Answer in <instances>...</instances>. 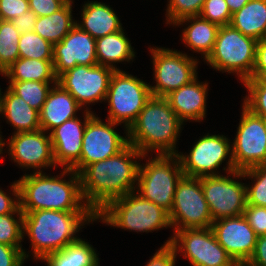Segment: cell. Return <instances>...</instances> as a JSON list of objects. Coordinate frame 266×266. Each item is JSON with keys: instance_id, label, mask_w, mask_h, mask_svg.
<instances>
[{"instance_id": "1", "label": "cell", "mask_w": 266, "mask_h": 266, "mask_svg": "<svg viewBox=\"0 0 266 266\" xmlns=\"http://www.w3.org/2000/svg\"><path fill=\"white\" fill-rule=\"evenodd\" d=\"M142 156L128 144L114 156L89 164L79 173L83 200L95 214L110 201L135 191Z\"/></svg>"}, {"instance_id": "2", "label": "cell", "mask_w": 266, "mask_h": 266, "mask_svg": "<svg viewBox=\"0 0 266 266\" xmlns=\"http://www.w3.org/2000/svg\"><path fill=\"white\" fill-rule=\"evenodd\" d=\"M62 170L59 176L25 172L17 180L23 214L35 210L92 211L83 200L80 175L73 169Z\"/></svg>"}, {"instance_id": "3", "label": "cell", "mask_w": 266, "mask_h": 266, "mask_svg": "<svg viewBox=\"0 0 266 266\" xmlns=\"http://www.w3.org/2000/svg\"><path fill=\"white\" fill-rule=\"evenodd\" d=\"M96 221L93 211L35 210L23 214V237L28 236L34 261L78 241L83 226Z\"/></svg>"}, {"instance_id": "4", "label": "cell", "mask_w": 266, "mask_h": 266, "mask_svg": "<svg viewBox=\"0 0 266 266\" xmlns=\"http://www.w3.org/2000/svg\"><path fill=\"white\" fill-rule=\"evenodd\" d=\"M183 125L164 97L152 96L128 129V141L142 154H177Z\"/></svg>"}, {"instance_id": "5", "label": "cell", "mask_w": 266, "mask_h": 266, "mask_svg": "<svg viewBox=\"0 0 266 266\" xmlns=\"http://www.w3.org/2000/svg\"><path fill=\"white\" fill-rule=\"evenodd\" d=\"M123 230L149 233L172 228L169 212L155 203L130 192L107 203L96 213V221Z\"/></svg>"}, {"instance_id": "6", "label": "cell", "mask_w": 266, "mask_h": 266, "mask_svg": "<svg viewBox=\"0 0 266 266\" xmlns=\"http://www.w3.org/2000/svg\"><path fill=\"white\" fill-rule=\"evenodd\" d=\"M147 156H142L146 164L140 161L135 192L170 212L177 183L184 175L180 159L177 154H156L148 160Z\"/></svg>"}, {"instance_id": "7", "label": "cell", "mask_w": 266, "mask_h": 266, "mask_svg": "<svg viewBox=\"0 0 266 266\" xmlns=\"http://www.w3.org/2000/svg\"><path fill=\"white\" fill-rule=\"evenodd\" d=\"M257 40L231 25L220 26L213 51L205 63L216 71L236 74L242 83L252 75Z\"/></svg>"}, {"instance_id": "8", "label": "cell", "mask_w": 266, "mask_h": 266, "mask_svg": "<svg viewBox=\"0 0 266 266\" xmlns=\"http://www.w3.org/2000/svg\"><path fill=\"white\" fill-rule=\"evenodd\" d=\"M151 97L149 83L126 71L115 70L111 75L105 100L109 109L106 119L123 124L124 134H128V129Z\"/></svg>"}, {"instance_id": "9", "label": "cell", "mask_w": 266, "mask_h": 266, "mask_svg": "<svg viewBox=\"0 0 266 266\" xmlns=\"http://www.w3.org/2000/svg\"><path fill=\"white\" fill-rule=\"evenodd\" d=\"M188 153H177L185 176L199 178L221 175L219 167L224 161H227L226 167H223L226 173L236 171L232 158L231 140L223 134H204L192 145Z\"/></svg>"}, {"instance_id": "10", "label": "cell", "mask_w": 266, "mask_h": 266, "mask_svg": "<svg viewBox=\"0 0 266 266\" xmlns=\"http://www.w3.org/2000/svg\"><path fill=\"white\" fill-rule=\"evenodd\" d=\"M152 56L155 85H150L152 96L165 97L198 76L199 59L178 50L149 47Z\"/></svg>"}, {"instance_id": "11", "label": "cell", "mask_w": 266, "mask_h": 266, "mask_svg": "<svg viewBox=\"0 0 266 266\" xmlns=\"http://www.w3.org/2000/svg\"><path fill=\"white\" fill-rule=\"evenodd\" d=\"M238 179V180H237ZM243 171L202 176L201 184L213 221L242 215L247 205V183Z\"/></svg>"}, {"instance_id": "12", "label": "cell", "mask_w": 266, "mask_h": 266, "mask_svg": "<svg viewBox=\"0 0 266 266\" xmlns=\"http://www.w3.org/2000/svg\"><path fill=\"white\" fill-rule=\"evenodd\" d=\"M169 217L173 233L183 229L211 228L213 219L204 197L201 177H181Z\"/></svg>"}, {"instance_id": "13", "label": "cell", "mask_w": 266, "mask_h": 266, "mask_svg": "<svg viewBox=\"0 0 266 266\" xmlns=\"http://www.w3.org/2000/svg\"><path fill=\"white\" fill-rule=\"evenodd\" d=\"M168 244L192 266H234L235 263L218 243L211 228L177 230L163 245Z\"/></svg>"}, {"instance_id": "14", "label": "cell", "mask_w": 266, "mask_h": 266, "mask_svg": "<svg viewBox=\"0 0 266 266\" xmlns=\"http://www.w3.org/2000/svg\"><path fill=\"white\" fill-rule=\"evenodd\" d=\"M113 72L112 68L103 65H76L60 74L57 83L68 91L82 108L92 112L89 108L91 104L105 102Z\"/></svg>"}, {"instance_id": "15", "label": "cell", "mask_w": 266, "mask_h": 266, "mask_svg": "<svg viewBox=\"0 0 266 266\" xmlns=\"http://www.w3.org/2000/svg\"><path fill=\"white\" fill-rule=\"evenodd\" d=\"M236 137L231 142L232 158L237 171L266 163V122L242 105Z\"/></svg>"}, {"instance_id": "16", "label": "cell", "mask_w": 266, "mask_h": 266, "mask_svg": "<svg viewBox=\"0 0 266 266\" xmlns=\"http://www.w3.org/2000/svg\"><path fill=\"white\" fill-rule=\"evenodd\" d=\"M118 123L102 121L94 114L86 124L82 140L80 160L71 168L78 174L89 164L110 158L122 151L128 144V134L121 136L115 130Z\"/></svg>"}, {"instance_id": "17", "label": "cell", "mask_w": 266, "mask_h": 266, "mask_svg": "<svg viewBox=\"0 0 266 266\" xmlns=\"http://www.w3.org/2000/svg\"><path fill=\"white\" fill-rule=\"evenodd\" d=\"M10 137L8 143L4 139L1 140V154H4L3 150L7 145V153L17 164L16 166L24 170L33 169V173L42 172L43 169L48 168L57 169L48 132L40 129L34 132L15 133Z\"/></svg>"}, {"instance_id": "18", "label": "cell", "mask_w": 266, "mask_h": 266, "mask_svg": "<svg viewBox=\"0 0 266 266\" xmlns=\"http://www.w3.org/2000/svg\"><path fill=\"white\" fill-rule=\"evenodd\" d=\"M211 229L218 243L234 261H248L251 258L257 235L243 214L215 220Z\"/></svg>"}, {"instance_id": "19", "label": "cell", "mask_w": 266, "mask_h": 266, "mask_svg": "<svg viewBox=\"0 0 266 266\" xmlns=\"http://www.w3.org/2000/svg\"><path fill=\"white\" fill-rule=\"evenodd\" d=\"M96 39L77 25L59 42L53 45V65L58 77L76 65H98Z\"/></svg>"}, {"instance_id": "20", "label": "cell", "mask_w": 266, "mask_h": 266, "mask_svg": "<svg viewBox=\"0 0 266 266\" xmlns=\"http://www.w3.org/2000/svg\"><path fill=\"white\" fill-rule=\"evenodd\" d=\"M82 113L84 115L83 121L77 116L49 132L57 168L60 166L71 169L80 160L86 124L95 114L94 111L86 110Z\"/></svg>"}, {"instance_id": "21", "label": "cell", "mask_w": 266, "mask_h": 266, "mask_svg": "<svg viewBox=\"0 0 266 266\" xmlns=\"http://www.w3.org/2000/svg\"><path fill=\"white\" fill-rule=\"evenodd\" d=\"M208 84L206 81H198L197 76L189 84L183 85L164 97L184 124L187 121L201 122L206 118Z\"/></svg>"}, {"instance_id": "22", "label": "cell", "mask_w": 266, "mask_h": 266, "mask_svg": "<svg viewBox=\"0 0 266 266\" xmlns=\"http://www.w3.org/2000/svg\"><path fill=\"white\" fill-rule=\"evenodd\" d=\"M80 110H82V107L75 98L57 83L50 89L39 112L40 129L49 133L65 121L77 117L76 114Z\"/></svg>"}, {"instance_id": "23", "label": "cell", "mask_w": 266, "mask_h": 266, "mask_svg": "<svg viewBox=\"0 0 266 266\" xmlns=\"http://www.w3.org/2000/svg\"><path fill=\"white\" fill-rule=\"evenodd\" d=\"M81 20L76 25L94 39L123 29L122 23L112 7L98 1H87L81 8Z\"/></svg>"}, {"instance_id": "24", "label": "cell", "mask_w": 266, "mask_h": 266, "mask_svg": "<svg viewBox=\"0 0 266 266\" xmlns=\"http://www.w3.org/2000/svg\"><path fill=\"white\" fill-rule=\"evenodd\" d=\"M187 26L182 30V42L193 53H199L205 61L213 51L219 25L200 16L187 17L179 20L174 26Z\"/></svg>"}, {"instance_id": "25", "label": "cell", "mask_w": 266, "mask_h": 266, "mask_svg": "<svg viewBox=\"0 0 266 266\" xmlns=\"http://www.w3.org/2000/svg\"><path fill=\"white\" fill-rule=\"evenodd\" d=\"M3 93L1 115L6 118L7 124L13 126L15 131L12 134L40 130L39 111L32 108L8 87Z\"/></svg>"}, {"instance_id": "26", "label": "cell", "mask_w": 266, "mask_h": 266, "mask_svg": "<svg viewBox=\"0 0 266 266\" xmlns=\"http://www.w3.org/2000/svg\"><path fill=\"white\" fill-rule=\"evenodd\" d=\"M126 35L123 28L119 32L96 39L95 49L98 65L110 67L115 71L121 70L116 67V63L134 61L136 52Z\"/></svg>"}, {"instance_id": "27", "label": "cell", "mask_w": 266, "mask_h": 266, "mask_svg": "<svg viewBox=\"0 0 266 266\" xmlns=\"http://www.w3.org/2000/svg\"><path fill=\"white\" fill-rule=\"evenodd\" d=\"M230 25L242 34L260 40L266 37V0H250L232 14Z\"/></svg>"}, {"instance_id": "28", "label": "cell", "mask_w": 266, "mask_h": 266, "mask_svg": "<svg viewBox=\"0 0 266 266\" xmlns=\"http://www.w3.org/2000/svg\"><path fill=\"white\" fill-rule=\"evenodd\" d=\"M97 250L80 238L62 250L47 254L41 262L47 266H96L100 263Z\"/></svg>"}, {"instance_id": "29", "label": "cell", "mask_w": 266, "mask_h": 266, "mask_svg": "<svg viewBox=\"0 0 266 266\" xmlns=\"http://www.w3.org/2000/svg\"><path fill=\"white\" fill-rule=\"evenodd\" d=\"M2 76L8 81L57 82L53 60L18 58Z\"/></svg>"}, {"instance_id": "30", "label": "cell", "mask_w": 266, "mask_h": 266, "mask_svg": "<svg viewBox=\"0 0 266 266\" xmlns=\"http://www.w3.org/2000/svg\"><path fill=\"white\" fill-rule=\"evenodd\" d=\"M73 6L64 5L49 16L37 17L34 32L52 45L59 43L76 25Z\"/></svg>"}, {"instance_id": "31", "label": "cell", "mask_w": 266, "mask_h": 266, "mask_svg": "<svg viewBox=\"0 0 266 266\" xmlns=\"http://www.w3.org/2000/svg\"><path fill=\"white\" fill-rule=\"evenodd\" d=\"M8 88L25 100L32 108L41 111L47 95L57 82L8 81ZM52 84V85H51Z\"/></svg>"}, {"instance_id": "32", "label": "cell", "mask_w": 266, "mask_h": 266, "mask_svg": "<svg viewBox=\"0 0 266 266\" xmlns=\"http://www.w3.org/2000/svg\"><path fill=\"white\" fill-rule=\"evenodd\" d=\"M21 33L10 20L0 19V74L19 58L18 42Z\"/></svg>"}, {"instance_id": "33", "label": "cell", "mask_w": 266, "mask_h": 266, "mask_svg": "<svg viewBox=\"0 0 266 266\" xmlns=\"http://www.w3.org/2000/svg\"><path fill=\"white\" fill-rule=\"evenodd\" d=\"M18 48L19 58L53 60V45L34 31L20 35Z\"/></svg>"}, {"instance_id": "34", "label": "cell", "mask_w": 266, "mask_h": 266, "mask_svg": "<svg viewBox=\"0 0 266 266\" xmlns=\"http://www.w3.org/2000/svg\"><path fill=\"white\" fill-rule=\"evenodd\" d=\"M243 175L254 181L246 184L247 204L266 207V163L244 170Z\"/></svg>"}, {"instance_id": "35", "label": "cell", "mask_w": 266, "mask_h": 266, "mask_svg": "<svg viewBox=\"0 0 266 266\" xmlns=\"http://www.w3.org/2000/svg\"><path fill=\"white\" fill-rule=\"evenodd\" d=\"M24 239L21 209L19 208L15 213L0 215V244L22 247L21 242Z\"/></svg>"}, {"instance_id": "36", "label": "cell", "mask_w": 266, "mask_h": 266, "mask_svg": "<svg viewBox=\"0 0 266 266\" xmlns=\"http://www.w3.org/2000/svg\"><path fill=\"white\" fill-rule=\"evenodd\" d=\"M248 94L243 106L253 114L266 118V85L260 79L248 78L242 82Z\"/></svg>"}, {"instance_id": "37", "label": "cell", "mask_w": 266, "mask_h": 266, "mask_svg": "<svg viewBox=\"0 0 266 266\" xmlns=\"http://www.w3.org/2000/svg\"><path fill=\"white\" fill-rule=\"evenodd\" d=\"M205 0H167L166 24L174 25L187 17L199 16Z\"/></svg>"}, {"instance_id": "38", "label": "cell", "mask_w": 266, "mask_h": 266, "mask_svg": "<svg viewBox=\"0 0 266 266\" xmlns=\"http://www.w3.org/2000/svg\"><path fill=\"white\" fill-rule=\"evenodd\" d=\"M199 16L219 26L230 25L232 19L225 0H205Z\"/></svg>"}, {"instance_id": "39", "label": "cell", "mask_w": 266, "mask_h": 266, "mask_svg": "<svg viewBox=\"0 0 266 266\" xmlns=\"http://www.w3.org/2000/svg\"><path fill=\"white\" fill-rule=\"evenodd\" d=\"M31 255L22 247L0 244V266H24Z\"/></svg>"}, {"instance_id": "40", "label": "cell", "mask_w": 266, "mask_h": 266, "mask_svg": "<svg viewBox=\"0 0 266 266\" xmlns=\"http://www.w3.org/2000/svg\"><path fill=\"white\" fill-rule=\"evenodd\" d=\"M243 215L257 236L266 235V207L247 204Z\"/></svg>"}, {"instance_id": "41", "label": "cell", "mask_w": 266, "mask_h": 266, "mask_svg": "<svg viewBox=\"0 0 266 266\" xmlns=\"http://www.w3.org/2000/svg\"><path fill=\"white\" fill-rule=\"evenodd\" d=\"M30 10L29 0H0V19L12 20Z\"/></svg>"}, {"instance_id": "42", "label": "cell", "mask_w": 266, "mask_h": 266, "mask_svg": "<svg viewBox=\"0 0 266 266\" xmlns=\"http://www.w3.org/2000/svg\"><path fill=\"white\" fill-rule=\"evenodd\" d=\"M10 192L9 195L0 188V215L15 213L20 208L19 186L17 180L10 185Z\"/></svg>"}, {"instance_id": "43", "label": "cell", "mask_w": 266, "mask_h": 266, "mask_svg": "<svg viewBox=\"0 0 266 266\" xmlns=\"http://www.w3.org/2000/svg\"><path fill=\"white\" fill-rule=\"evenodd\" d=\"M176 258L177 253L171 244L162 245L145 266H175Z\"/></svg>"}, {"instance_id": "44", "label": "cell", "mask_w": 266, "mask_h": 266, "mask_svg": "<svg viewBox=\"0 0 266 266\" xmlns=\"http://www.w3.org/2000/svg\"><path fill=\"white\" fill-rule=\"evenodd\" d=\"M266 75V37L257 40L255 63L249 78L261 79Z\"/></svg>"}, {"instance_id": "45", "label": "cell", "mask_w": 266, "mask_h": 266, "mask_svg": "<svg viewBox=\"0 0 266 266\" xmlns=\"http://www.w3.org/2000/svg\"><path fill=\"white\" fill-rule=\"evenodd\" d=\"M29 6L37 17H43L58 11L64 4L59 0H29Z\"/></svg>"}, {"instance_id": "46", "label": "cell", "mask_w": 266, "mask_h": 266, "mask_svg": "<svg viewBox=\"0 0 266 266\" xmlns=\"http://www.w3.org/2000/svg\"><path fill=\"white\" fill-rule=\"evenodd\" d=\"M11 21L21 34L26 32H32L35 28L37 15L31 10H29L25 12L22 16L15 17Z\"/></svg>"}, {"instance_id": "47", "label": "cell", "mask_w": 266, "mask_h": 266, "mask_svg": "<svg viewBox=\"0 0 266 266\" xmlns=\"http://www.w3.org/2000/svg\"><path fill=\"white\" fill-rule=\"evenodd\" d=\"M248 261L255 266H266V235L257 236L254 253Z\"/></svg>"}, {"instance_id": "48", "label": "cell", "mask_w": 266, "mask_h": 266, "mask_svg": "<svg viewBox=\"0 0 266 266\" xmlns=\"http://www.w3.org/2000/svg\"><path fill=\"white\" fill-rule=\"evenodd\" d=\"M231 14L239 11L243 6L247 4L250 0H225Z\"/></svg>"}, {"instance_id": "49", "label": "cell", "mask_w": 266, "mask_h": 266, "mask_svg": "<svg viewBox=\"0 0 266 266\" xmlns=\"http://www.w3.org/2000/svg\"><path fill=\"white\" fill-rule=\"evenodd\" d=\"M234 266H255L249 261H235Z\"/></svg>"}, {"instance_id": "50", "label": "cell", "mask_w": 266, "mask_h": 266, "mask_svg": "<svg viewBox=\"0 0 266 266\" xmlns=\"http://www.w3.org/2000/svg\"><path fill=\"white\" fill-rule=\"evenodd\" d=\"M59 1H61L64 5H70V6H72V5H74V0H59Z\"/></svg>"}, {"instance_id": "51", "label": "cell", "mask_w": 266, "mask_h": 266, "mask_svg": "<svg viewBox=\"0 0 266 266\" xmlns=\"http://www.w3.org/2000/svg\"><path fill=\"white\" fill-rule=\"evenodd\" d=\"M2 95H3V92L1 91V88H0V116H1V104H2ZM1 131H0V139L2 140L3 136L1 135Z\"/></svg>"}, {"instance_id": "52", "label": "cell", "mask_w": 266, "mask_h": 266, "mask_svg": "<svg viewBox=\"0 0 266 266\" xmlns=\"http://www.w3.org/2000/svg\"><path fill=\"white\" fill-rule=\"evenodd\" d=\"M266 85V75L260 79Z\"/></svg>"}, {"instance_id": "53", "label": "cell", "mask_w": 266, "mask_h": 266, "mask_svg": "<svg viewBox=\"0 0 266 266\" xmlns=\"http://www.w3.org/2000/svg\"><path fill=\"white\" fill-rule=\"evenodd\" d=\"M0 155L2 156V154H1V139H0ZM1 156H0V157H1Z\"/></svg>"}]
</instances>
